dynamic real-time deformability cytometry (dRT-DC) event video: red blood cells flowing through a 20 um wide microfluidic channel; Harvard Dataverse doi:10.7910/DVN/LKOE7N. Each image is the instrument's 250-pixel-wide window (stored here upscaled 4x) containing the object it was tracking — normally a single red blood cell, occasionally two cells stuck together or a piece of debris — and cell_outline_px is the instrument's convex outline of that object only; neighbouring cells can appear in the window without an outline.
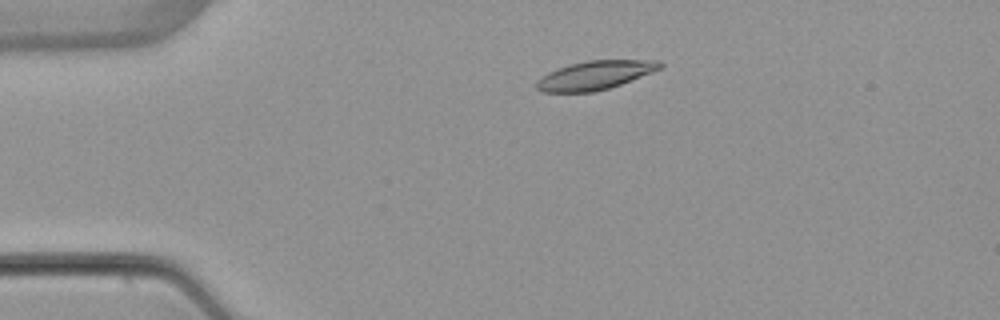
{"species": "common noctule bat (a hibernating species)", "species_latin": "Nyctalus noctula", "temperature_condition": "warm", "stored_images_in_passage": 4, "camera_frame_rate_fps": 3000, "um_per_image_px": 0.085, "animal": {"sex": "female", "body_mass_g": 22.7, "forearm_length_mm": 54.2}, "frame": {"image": 1, "passage_image": 3, "time_ms": 2.667, "image_size_px": [1000, 320], "cell_outline_px": [[664, 64], [660, 68], [652, 72], [620, 84], [608, 88], [592, 92], [540, 92], [536, 88], [536, 80], [548, 72], [556, 68], [588, 60], [660, 60]], "centroid_in_image_um": [50.54, 6.39], "position_along_channel_um": 34.5, "area_um2": 20.58}}